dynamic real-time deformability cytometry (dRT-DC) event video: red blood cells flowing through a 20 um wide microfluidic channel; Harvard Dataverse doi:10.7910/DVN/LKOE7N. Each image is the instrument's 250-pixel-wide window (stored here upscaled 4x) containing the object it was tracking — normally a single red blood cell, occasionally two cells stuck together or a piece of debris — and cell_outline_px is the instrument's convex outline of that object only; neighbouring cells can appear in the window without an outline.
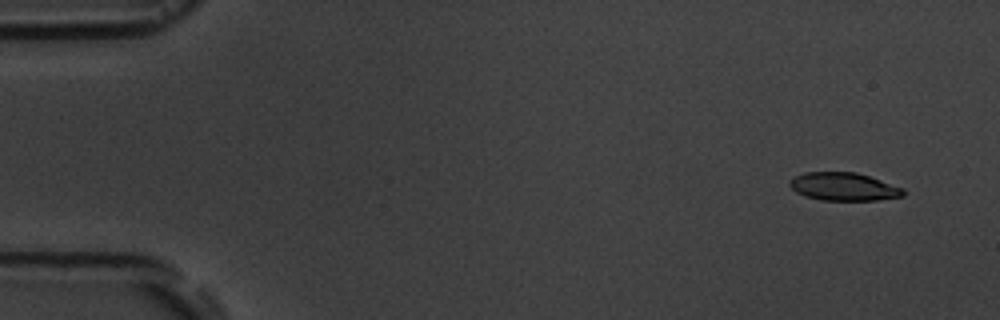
{"species": "common noctule bat (a hibernating species)", "species_latin": "Nyctalus noctula", "temperature_condition": "room temperature", "stored_images_in_passage": 5, "camera_frame_rate_fps": 3000, "um_per_image_px": 0.085, "animal": {"sex": "male", "body_mass_g": 19.5, "forearm_length_mm": 54.6}, "frame": {"image": 1, "passage_image": 1, "time_ms": 0.0, "image_size_px": [1000, 320], "cell_outline_px": [[904, 196], [876, 200], [820, 200], [804, 196], [796, 192], [788, 184], [788, 180], [804, 172], [856, 172], [904, 188]], "centroid_in_image_um": [71.68, 15.87], "position_along_channel_um": 13.3, "area_um2": 18.55}}
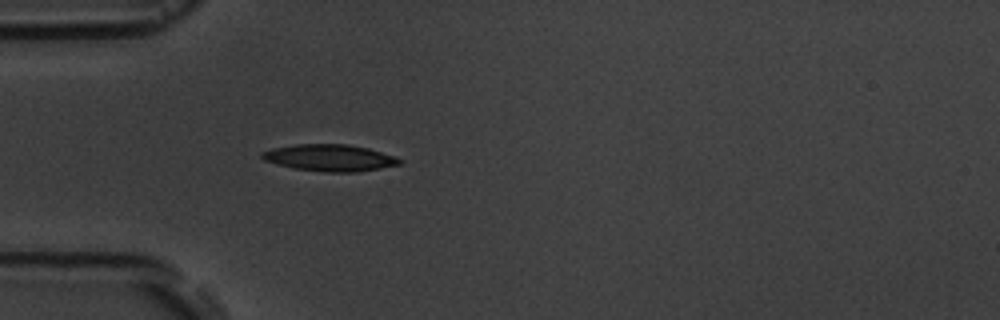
{"frame": {"image": 2, "passage_image": 5, "time_ms": 4.333, "image_size_px": [1000, 320], "cell_outline_px": [[404, 160], [400, 164], [356, 172], [324, 172], [296, 168], [276, 164], [264, 160], [260, 156], [260, 152], [272, 148], [296, 144], [348, 144], [368, 148], [396, 156]], "centroid_in_image_um": [28.02, 13.4], "position_along_channel_um": 57.0, "area_um2": 21.44}}